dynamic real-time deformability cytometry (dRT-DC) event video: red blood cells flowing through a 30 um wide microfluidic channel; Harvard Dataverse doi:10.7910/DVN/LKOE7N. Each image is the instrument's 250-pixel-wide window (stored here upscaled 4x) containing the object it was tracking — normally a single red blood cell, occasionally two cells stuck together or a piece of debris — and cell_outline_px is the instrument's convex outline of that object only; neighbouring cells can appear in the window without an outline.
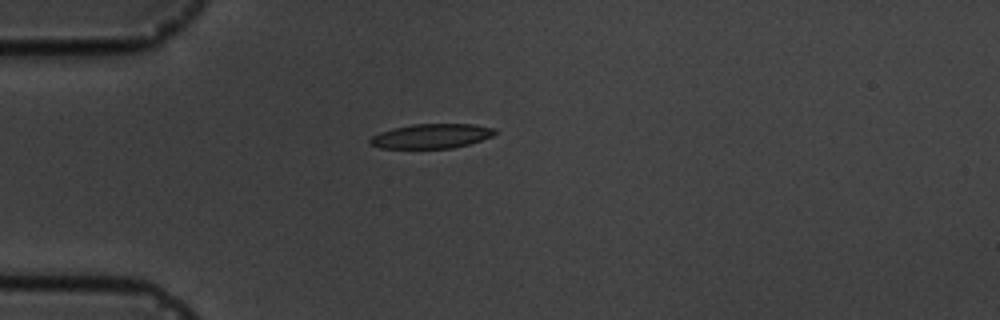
{"species": "common noctule bat (a hibernating species)", "species_latin": "Nyctalus noctula", "temperature_condition": "cold", "stored_images_in_passage": 1, "camera_frame_rate_fps": 3000, "um_per_image_px": 0.085, "animal": {"sex": "male", "body_mass_g": 19.5, "forearm_length_mm": 54.6}, "frame": {"image": 1, "passage_image": 1, "time_ms": 0.0, "image_size_px": [1000, 320], "cell_outline_px": [[496, 132], [492, 136], [468, 144], [452, 148], [380, 148], [368, 144], [368, 140], [372, 136], [380, 132], [392, 128], [412, 124], [476, 124], [496, 128]], "centroid_in_image_um": [36.64, 11.56], "position_along_channel_um": 48.4, "area_um2": 17.92}}